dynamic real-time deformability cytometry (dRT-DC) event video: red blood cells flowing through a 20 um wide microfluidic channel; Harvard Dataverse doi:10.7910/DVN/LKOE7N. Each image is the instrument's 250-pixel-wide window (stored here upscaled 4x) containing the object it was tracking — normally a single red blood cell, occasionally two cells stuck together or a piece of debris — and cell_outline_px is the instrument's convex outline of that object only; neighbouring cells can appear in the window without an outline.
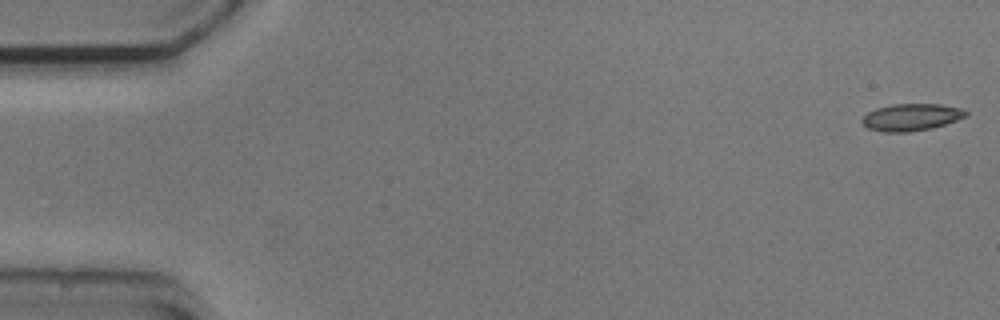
{"species": "common noctule bat (a hibernating species)", "species_latin": "Nyctalus noctula", "temperature_condition": "cold", "stored_images_in_passage": 53, "camera_frame_rate_fps": 3000, "um_per_image_px": 0.085, "animal": {"sex": "male", "body_mass_g": 20.5, "forearm_length_mm": 52.5}, "frame": {"image": 1, "passage_image": 1, "time_ms": 0.0, "image_size_px": [1000, 320], "cell_outline_px": [[968, 112], [964, 116], [956, 120], [932, 128], [908, 132], [884, 132], [868, 128], [860, 124], [860, 120], [868, 112], [876, 108], [892, 104], [940, 104], [964, 108]], "centroid_in_image_um": [77.42, 9.96], "position_along_channel_um": 7.6, "area_um2": 16.42}}
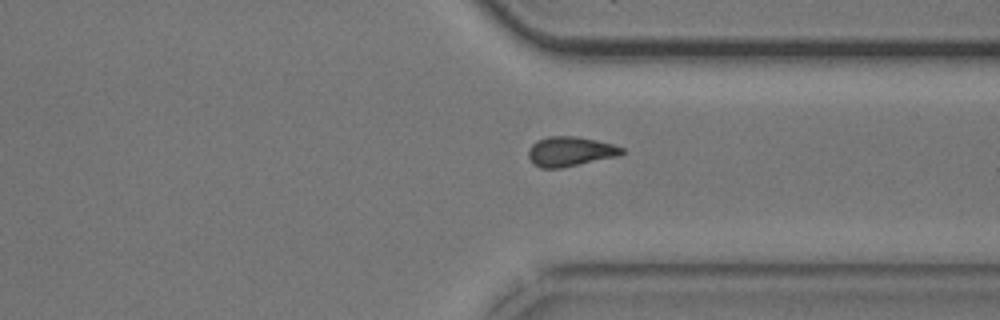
{"frame": {"image": 2, "passage_image": 40, "time_ms": 13.0, "image_size_px": [1000, 320], "cell_outline_px": [[624, 152], [620, 156], [560, 168], [540, 168], [532, 164], [528, 156], [528, 148], [536, 140], [548, 136], [576, 136], [596, 140], [612, 144], [624, 148]], "centroid_in_image_um": [48.44, 12.88], "position_along_channel_um": 363.0, "area_um2": 16.36}}
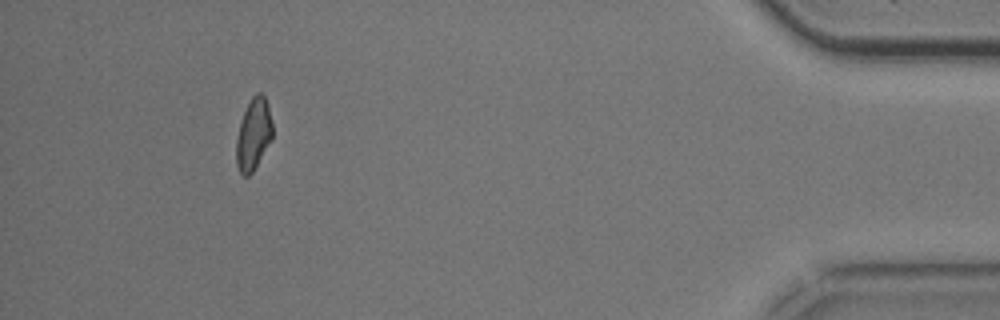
{"frame": {"image": 3, "passage_image": 49, "time_ms": 16.0, "image_size_px": [1000, 320], "cell_outline_px": [[272, 140], [252, 172], [248, 176], [244, 176], [240, 172], [236, 164], [236, 140], [240, 120], [252, 96], [256, 92], [260, 92], [264, 96], [268, 104], [272, 124]], "centroid_in_image_um": [21.54, 11.41], "position_along_channel_um": 413.7, "area_um2": 15.14}}